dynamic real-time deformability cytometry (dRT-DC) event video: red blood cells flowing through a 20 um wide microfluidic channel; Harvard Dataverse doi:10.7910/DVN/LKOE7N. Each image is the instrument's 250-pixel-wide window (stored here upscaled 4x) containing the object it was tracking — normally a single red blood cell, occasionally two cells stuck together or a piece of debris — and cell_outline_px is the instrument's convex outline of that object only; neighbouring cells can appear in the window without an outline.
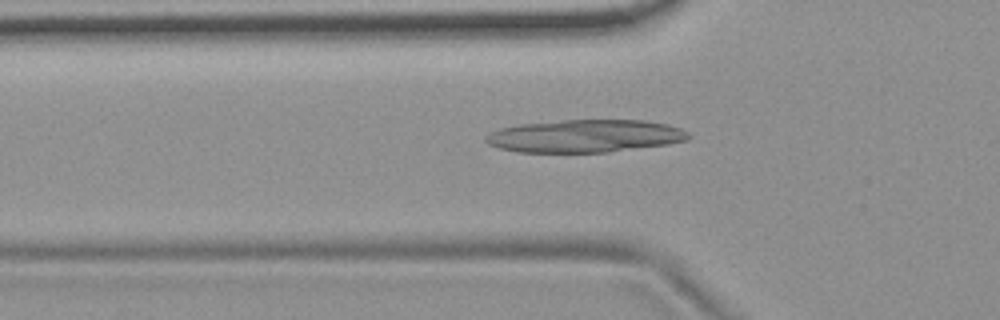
{"species": "common noctule bat (a hibernating species)", "species_latin": "Nyctalus noctula", "temperature_condition": "room temperature", "stored_images_in_passage": 54, "camera_frame_rate_fps": 3000, "um_per_image_px": 0.085, "animal": {"sex": "female", "body_mass_g": 19.9}, "frame": {"image": 1, "passage_image": 18, "time_ms": 5.667, "image_size_px": [1000, 320], "cell_outline_px": [[692, 136], [688, 140], [668, 144], [608, 152], [516, 152], [500, 148], [488, 144], [484, 140], [484, 136], [500, 128], [520, 124], [560, 120], [644, 120], [668, 124], [680, 128], [688, 132]], "centroid_in_image_um": [49.74, 11.56], "position_along_channel_um": 76.1, "area_um2": 38.78}}
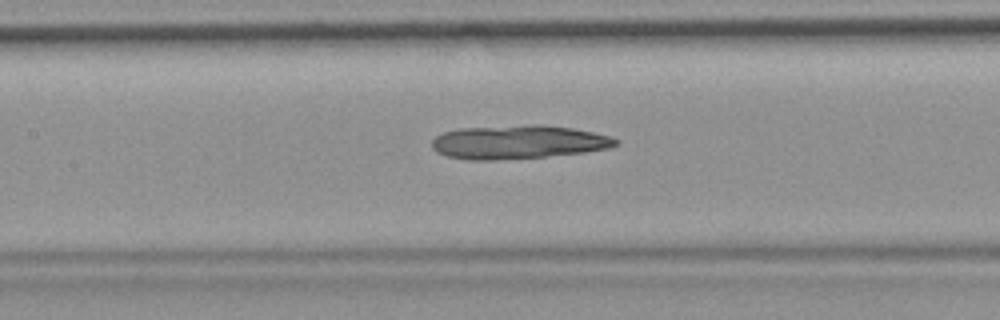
{"frame": {"image": 2, "passage_image": 25, "time_ms": 8.0, "image_size_px": [1000, 320], "cell_outline_px": [[620, 144], [608, 148], [584, 152], [544, 156], [496, 160], [468, 160], [448, 156], [436, 152], [432, 148], [432, 140], [436, 136], [444, 132], [460, 128], [532, 124], [536, 124], [572, 128], [592, 132], [608, 136], [620, 140]], "centroid_in_image_um": [44.03, 12.07], "position_along_channel_um": 163.4, "area_um2": 35.95}}
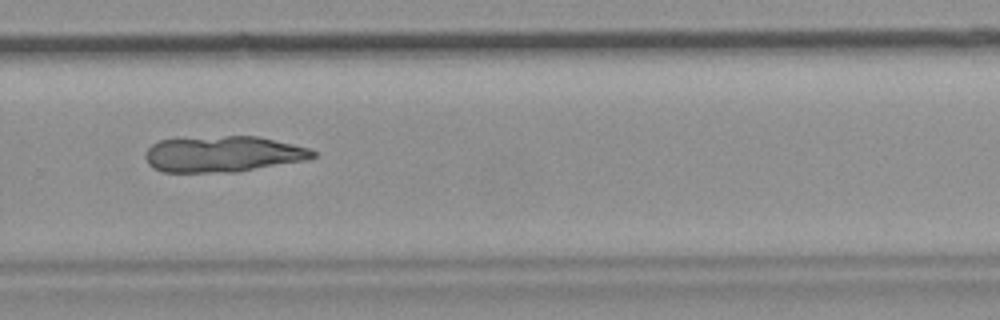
{"frame": {"image": 3, "passage_image": 37, "time_ms": 12.0, "image_size_px": [1000, 320], "cell_outline_px": [[316, 156], [308, 160], [240, 172], [160, 172], [152, 168], [148, 164], [144, 156], [148, 148], [152, 144], [160, 140], [224, 136], [256, 136], [292, 144], [308, 148], [316, 152]], "centroid_in_image_um": [18.96, 13.11], "position_along_channel_um": 310.8, "area_um2": 35.32}}